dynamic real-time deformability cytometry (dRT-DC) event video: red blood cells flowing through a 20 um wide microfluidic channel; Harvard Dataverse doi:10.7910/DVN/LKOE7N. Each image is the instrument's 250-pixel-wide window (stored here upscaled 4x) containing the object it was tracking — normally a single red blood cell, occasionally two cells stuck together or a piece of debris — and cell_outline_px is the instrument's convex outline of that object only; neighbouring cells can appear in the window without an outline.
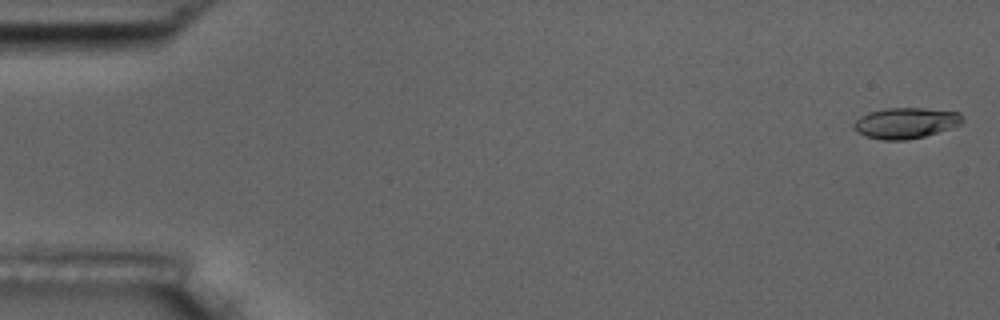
{"species": "common noctule bat (a hibernating species)", "species_latin": "Nyctalus noctula", "temperature_condition": "room temperature", "stored_images_in_passage": 10, "camera_frame_rate_fps": 3000, "um_per_image_px": 0.085, "animal": {"sex": "male", "body_mass_g": 17.5, "forearm_length_mm": 52.3}, "frame": {"image": 1, "passage_image": 1, "time_ms": 0.0, "image_size_px": [1000, 320], "cell_outline_px": [[964, 120], [960, 124], [924, 136], [908, 140], [880, 140], [864, 136], [856, 132], [852, 124], [860, 116], [868, 112], [884, 108], [924, 108], [960, 112]], "centroid_in_image_um": [76.93, 10.45], "position_along_channel_um": 8.1, "area_um2": 19.59}}
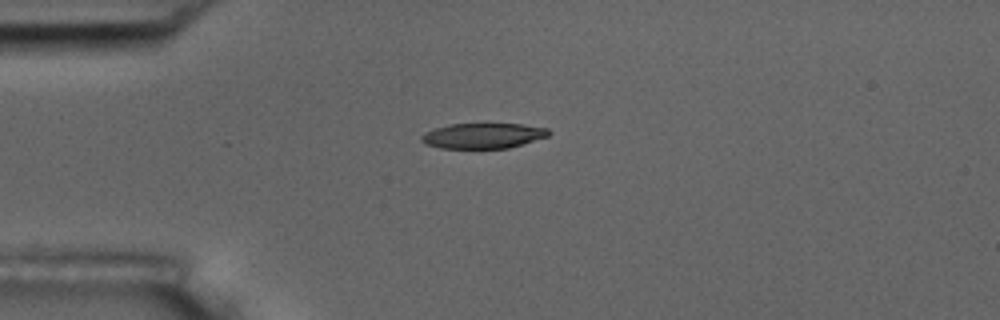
{"frame": {"image": 2, "passage_image": 4, "time_ms": 4.333, "image_size_px": [1000, 320], "cell_outline_px": [[552, 132], [548, 136], [508, 148], [440, 148], [424, 144], [420, 140], [420, 136], [424, 132], [448, 124], [520, 124], [548, 128]], "centroid_in_image_um": [41.03, 11.53], "position_along_channel_um": 44.0, "area_um2": 18.79}}
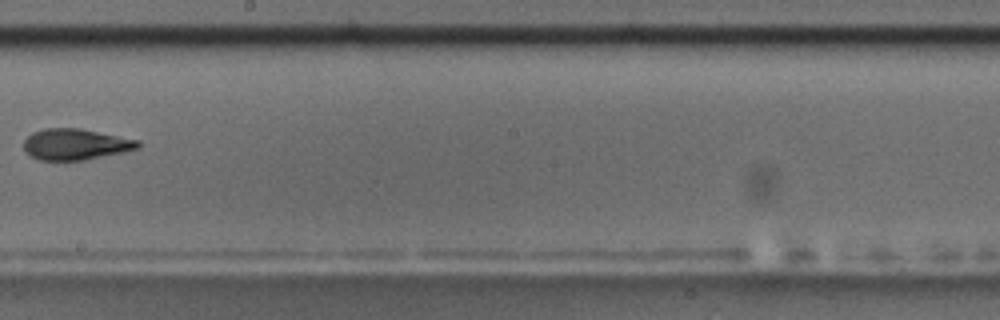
{"frame": {"image": 3, "passage_image": 9, "time_ms": 10.333, "image_size_px": [1000, 320], "cell_outline_px": [[140, 144], [136, 148], [124, 152], [84, 160], [40, 160], [24, 152], [24, 140], [32, 132], [44, 128], [80, 128], [140, 140]], "centroid_in_image_um": [6.4, 12.26], "position_along_channel_um": 241.8, "area_um2": 20.69}}